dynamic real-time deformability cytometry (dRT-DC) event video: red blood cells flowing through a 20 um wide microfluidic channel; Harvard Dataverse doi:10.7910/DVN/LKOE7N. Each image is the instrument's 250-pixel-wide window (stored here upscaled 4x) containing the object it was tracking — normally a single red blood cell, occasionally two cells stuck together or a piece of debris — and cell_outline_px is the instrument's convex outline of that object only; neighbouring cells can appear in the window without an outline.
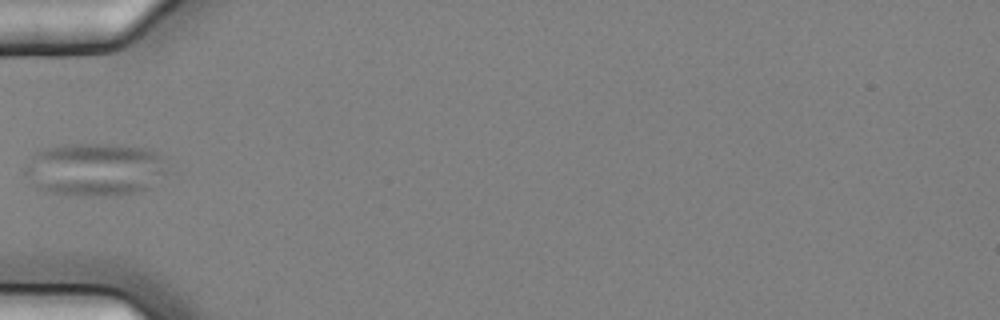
{"species": "common noctule bat (a hibernating species)", "species_latin": "Nyctalus noctula", "temperature_condition": "cold", "stored_images_in_passage": 6, "camera_frame_rate_fps": 3000, "um_per_image_px": 0.085, "animal": {"sex": "female", "body_mass_g": 25.1}, "frame": {"image": 1, "passage_image": 5, "time_ms": 1.333, "image_size_px": [1000, 320], "cell_outline_px": [[168, 172], [148, 188], [132, 192], [48, 192], [36, 188], [24, 176], [24, 168], [36, 152], [40, 148], [64, 144], [112, 144], [144, 148], [160, 156]], "centroid_in_image_um": [7.99, 14.32], "position_along_channel_um": 77.0, "area_um2": 42.48}}
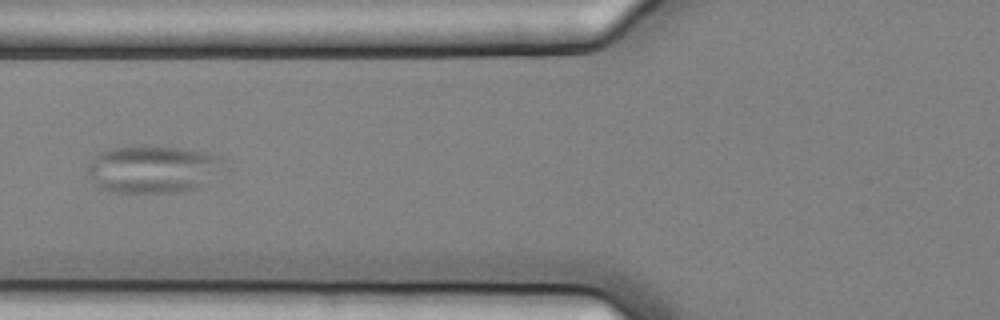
{"frame": {"image": 2, "passage_image": 6, "time_ms": 1.667, "image_size_px": [1000, 320], "cell_outline_px": [[224, 160], [200, 188], [176, 192], [112, 192], [100, 188], [96, 184], [88, 172], [88, 164], [100, 152], [112, 148], [140, 144], [144, 144], [180, 148], [204, 152], [224, 156]], "centroid_in_image_um": [12.94, 14.35], "position_along_channel_um": 112.9, "area_um2": 37.4}}